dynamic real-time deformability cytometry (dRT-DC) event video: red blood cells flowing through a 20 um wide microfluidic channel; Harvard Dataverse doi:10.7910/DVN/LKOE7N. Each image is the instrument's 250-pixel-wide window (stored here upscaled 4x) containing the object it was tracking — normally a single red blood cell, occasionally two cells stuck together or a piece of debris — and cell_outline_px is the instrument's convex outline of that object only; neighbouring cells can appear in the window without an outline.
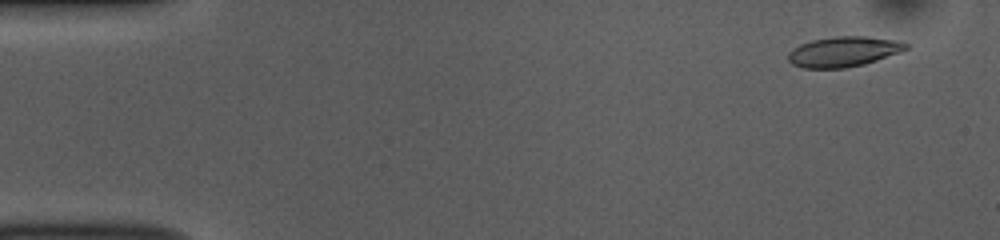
{"species": "common noctule bat (a hibernating species)", "species_latin": "Nyctalus noctula", "temperature_condition": "room temperature", "stored_images_in_passage": 53, "camera_frame_rate_fps": 3000, "um_per_image_px": 0.085, "animal": {"sex": "female", "body_mass_g": 10.0, "forearm_length_mm": 53.1}, "frame": {"image": 1, "passage_image": 4, "time_ms": 1.0, "image_size_px": [1000, 240], "cell_outline_px": [[908, 48], [900, 52], [864, 64], [844, 68], [804, 68], [792, 64], [788, 60], [788, 52], [792, 48], [800, 44], [812, 40], [836, 36], [868, 36], [896, 40], [908, 44]], "centroid_in_image_um": [71.68, 4.38], "position_along_channel_um": 13.3, "area_um2": 20.69}}
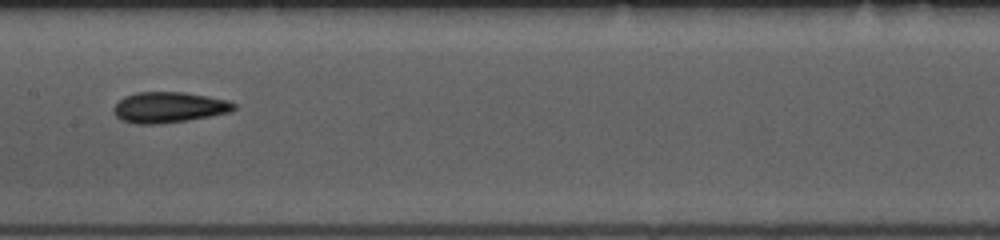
{"frame": {"image": 2, "passage_image": 27, "time_ms": 8.667, "image_size_px": [1000, 240], "cell_outline_px": [[236, 108], [228, 112], [208, 116], [184, 120], [156, 124], [136, 124], [120, 120], [112, 112], [112, 108], [124, 96], [136, 92], [184, 92], [208, 96], [228, 100], [236, 104]], "centroid_in_image_um": [14.31, 9.11], "position_along_channel_um": 193.1, "area_um2": 21.44}}
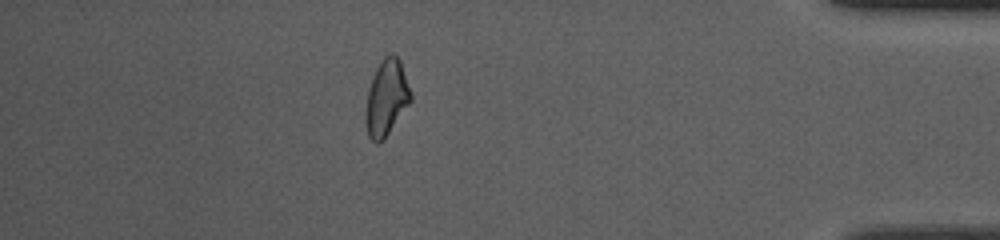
{"frame": {"image": 3, "passage_image": 47, "time_ms": 15.333, "image_size_px": [1000, 240], "cell_outline_px": [[412, 100], [384, 140], [376, 144], [368, 136], [364, 120], [364, 116], [368, 88], [372, 76], [376, 68], [384, 56], [388, 52], [392, 52], [400, 60], [412, 92]], "centroid_in_image_um": [32.84, 8.31], "position_along_channel_um": 402.4, "area_um2": 20.4}, "authors_computed_cell_mechanics": {"area_um2": 20.5768, "velocity_mm_per_s": 3.7767, "shape_relaxation_time_tau1_ms": 3.9564, "shape_relaxation_time_tau2_ms": 2.746, "deformation_change_tau1": 0.1458, "deformation_change_tau2": 0.1105}}